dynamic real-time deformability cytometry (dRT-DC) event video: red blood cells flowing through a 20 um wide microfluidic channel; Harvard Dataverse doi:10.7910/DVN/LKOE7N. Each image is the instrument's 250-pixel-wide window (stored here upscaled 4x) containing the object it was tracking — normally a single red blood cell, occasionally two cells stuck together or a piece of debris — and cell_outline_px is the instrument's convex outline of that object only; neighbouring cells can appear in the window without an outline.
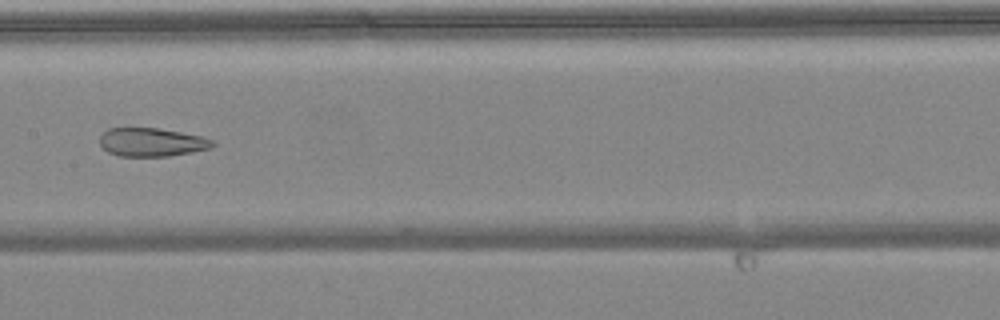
{"species": "common noctule bat (a hibernating species)", "species_latin": "Nyctalus noctula", "temperature_condition": "warm", "stored_images_in_passage": 7, "camera_frame_rate_fps": 3000, "um_per_image_px": 0.085, "animal": {"sex": "female", "body_mass_g": 24.6, "forearm_length_mm": 56.2}, "frame": {"image": 1, "passage_image": 7, "time_ms": 2.0, "image_size_px": [1000, 320], "cell_outline_px": [[216, 144], [212, 148], [192, 152], [168, 156], [120, 156], [108, 152], [100, 144], [100, 136], [108, 128], [156, 128], [180, 132], [200, 136], [212, 140]], "centroid_in_image_um": [12.9, 12.09], "position_along_channel_um": 194.5, "area_um2": 18.61}}